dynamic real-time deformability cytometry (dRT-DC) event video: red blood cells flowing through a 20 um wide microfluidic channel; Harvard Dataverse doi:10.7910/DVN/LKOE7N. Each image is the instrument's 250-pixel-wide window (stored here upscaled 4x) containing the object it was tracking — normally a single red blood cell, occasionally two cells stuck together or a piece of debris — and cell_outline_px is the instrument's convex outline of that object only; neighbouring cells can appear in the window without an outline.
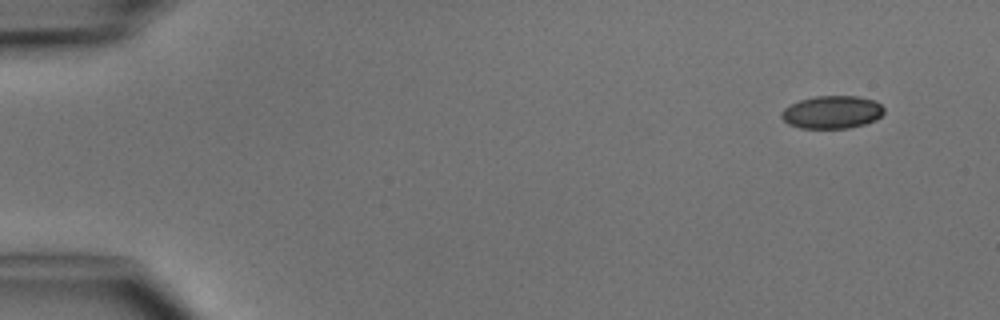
{"species": "common noctule bat (a hibernating species)", "species_latin": "Nyctalus noctula", "temperature_condition": "cold", "stored_images_in_passage": 4, "camera_frame_rate_fps": 3000, "um_per_image_px": 0.085, "animal": {"sex": "male", "body_mass_g": 15.6}, "frame": {"image": 1, "passage_image": 1, "time_ms": 0.0, "image_size_px": [1000, 320], "cell_outline_px": [[884, 112], [876, 120], [864, 124], [848, 128], [800, 128], [788, 124], [780, 116], [780, 112], [784, 108], [800, 100], [816, 96], [856, 96], [872, 100], [880, 104], [884, 108]], "centroid_in_image_um": [70.7, 9.54], "position_along_channel_um": 14.3, "area_um2": 19.54}}
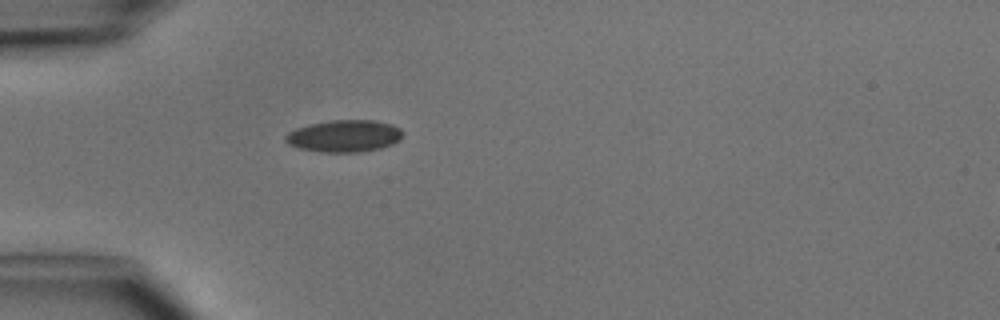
{"frame": {"image": 2, "passage_image": 4, "time_ms": 3.667, "image_size_px": [1000, 320], "cell_outline_px": [[400, 140], [392, 144], [380, 148], [360, 152], [320, 152], [300, 148], [288, 144], [284, 140], [284, 136], [288, 132], [296, 128], [312, 124], [332, 120], [372, 120], [392, 124], [400, 128]], "centroid_in_image_um": [29.23, 11.56], "position_along_channel_um": 55.8, "area_um2": 21.73}}